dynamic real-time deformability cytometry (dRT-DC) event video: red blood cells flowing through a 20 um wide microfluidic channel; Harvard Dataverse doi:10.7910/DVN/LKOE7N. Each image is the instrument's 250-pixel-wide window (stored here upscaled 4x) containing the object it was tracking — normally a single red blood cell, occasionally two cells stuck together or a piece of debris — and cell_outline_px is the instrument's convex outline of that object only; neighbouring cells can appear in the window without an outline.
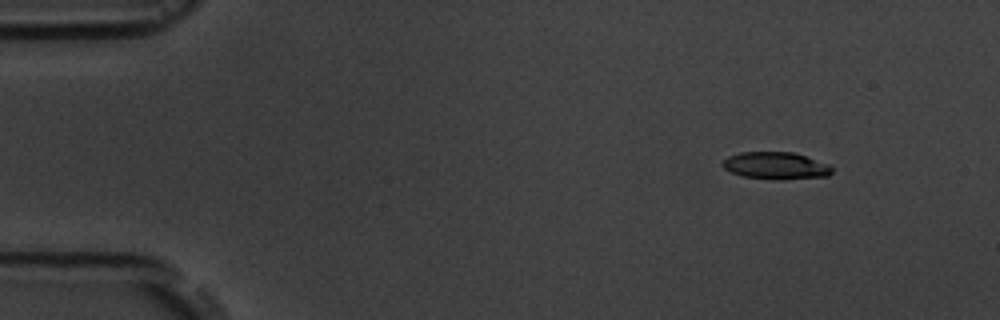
{"species": "common noctule bat (a hibernating species)", "species_latin": "Nyctalus noctula", "temperature_condition": "room temperature", "stored_images_in_passage": 4, "camera_frame_rate_fps": 3000, "um_per_image_px": 0.085, "animal": {"sex": "male", "body_mass_g": 19.5, "forearm_length_mm": 54.6}, "frame": {"image": 1, "passage_image": 1, "time_ms": 0.0, "image_size_px": [1000, 320], "cell_outline_px": [[832, 172], [828, 176], [772, 180], [744, 176], [732, 172], [724, 168], [720, 164], [728, 156], [740, 152], [792, 152], [828, 164], [832, 168]], "centroid_in_image_um": [65.91, 14.08], "position_along_channel_um": 19.1, "area_um2": 17.17}}
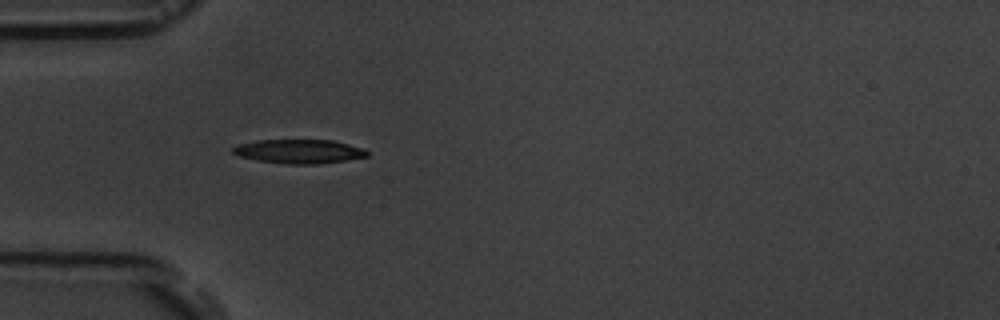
{"frame": {"image": 2, "passage_image": 4, "time_ms": 3.667, "image_size_px": [1000, 320], "cell_outline_px": [[368, 156], [320, 164], [284, 164], [260, 160], [240, 156], [232, 152], [232, 148], [240, 144], [256, 140], [332, 140], [364, 148], [368, 152]], "centroid_in_image_um": [25.44, 12.86], "position_along_channel_um": 59.6, "area_um2": 18.61}}